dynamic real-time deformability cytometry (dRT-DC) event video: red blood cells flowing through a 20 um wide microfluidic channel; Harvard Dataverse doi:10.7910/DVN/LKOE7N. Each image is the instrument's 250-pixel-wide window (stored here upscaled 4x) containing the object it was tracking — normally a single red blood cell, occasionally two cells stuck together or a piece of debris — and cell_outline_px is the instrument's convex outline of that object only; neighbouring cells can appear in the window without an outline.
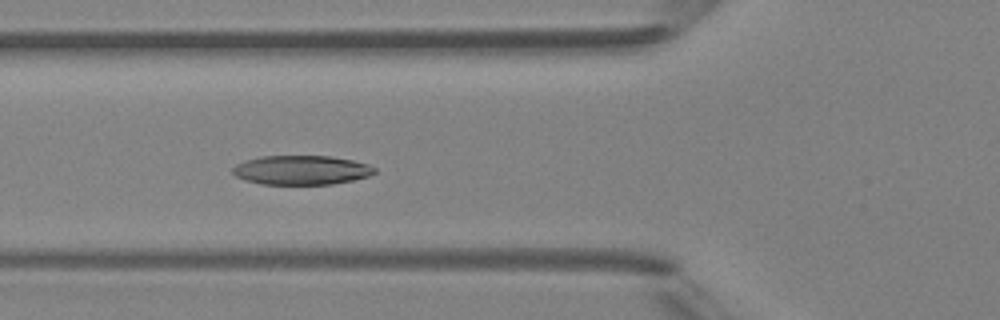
{"species": "Egyptian fruit bat (a non-hibernating species)", "species_latin": "Rousettus aegyptiacus", "temperature_condition": "room temperature", "stored_images_in_passage": 5, "camera_frame_rate_fps": 3000, "um_per_image_px": 0.085, "animal": {"sex": "female"}, "frame": {"image": 1, "passage_image": 5, "time_ms": 5.333, "image_size_px": [1000, 320], "cell_outline_px": [[376, 172], [368, 176], [352, 180], [332, 184], [260, 184], [244, 180], [236, 176], [232, 172], [232, 168], [236, 164], [260, 156], [328, 156], [352, 160], [368, 164], [376, 168]], "centroid_in_image_um": [25.61, 14.46], "position_along_channel_um": 100.2, "area_um2": 24.1}}